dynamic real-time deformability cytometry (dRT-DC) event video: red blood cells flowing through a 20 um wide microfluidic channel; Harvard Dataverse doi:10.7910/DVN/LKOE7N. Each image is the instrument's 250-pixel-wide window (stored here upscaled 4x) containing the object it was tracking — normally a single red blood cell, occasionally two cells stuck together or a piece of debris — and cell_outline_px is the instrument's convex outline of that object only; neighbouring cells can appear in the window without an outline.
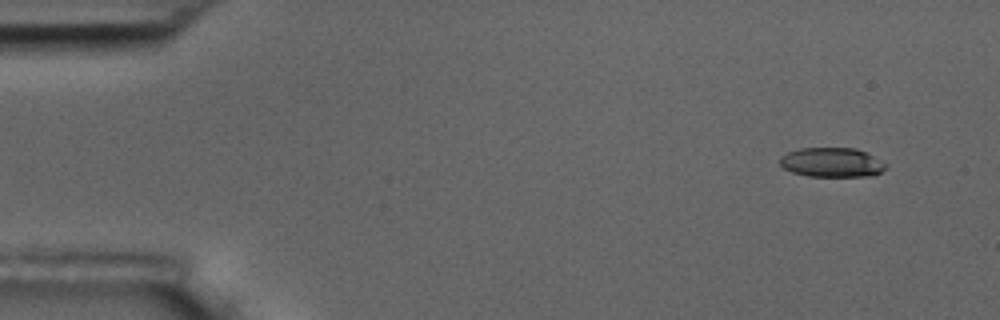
{"species": "common noctule bat (a hibernating species)", "species_latin": "Nyctalus noctula", "temperature_condition": "room temperature", "stored_images_in_passage": 4, "camera_frame_rate_fps": 3000, "um_per_image_px": 0.085, "animal": {"sex": "male", "body_mass_g": 17.5, "forearm_length_mm": 52.3}, "frame": {"image": 1, "passage_image": 1, "time_ms": 0.0, "image_size_px": [1000, 320], "cell_outline_px": [[884, 168], [880, 172], [872, 176], [808, 176], [792, 172], [784, 168], [780, 164], [780, 156], [788, 152], [800, 148], [856, 148], [868, 152], [884, 164]], "centroid_in_image_um": [70.67, 13.79], "position_along_channel_um": 14.3, "area_um2": 18.03}}
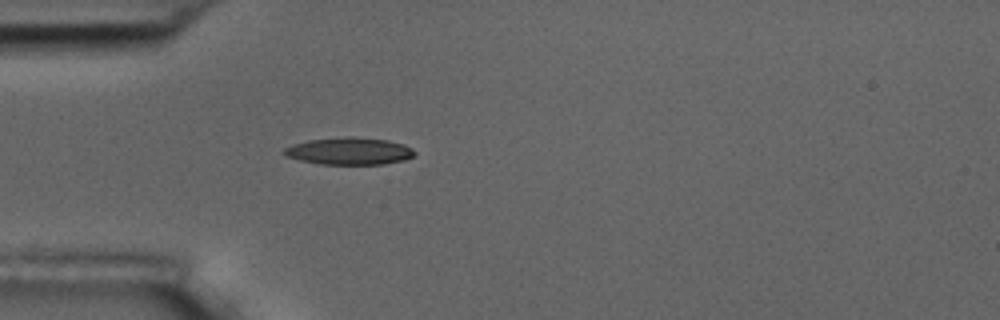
{"frame": {"image": 2, "passage_image": 4, "time_ms": 4.0, "image_size_px": [1000, 320], "cell_outline_px": [[416, 152], [412, 156], [404, 160], [384, 164], [320, 164], [300, 160], [284, 156], [280, 152], [284, 148], [292, 144], [308, 140], [348, 136], [352, 136], [388, 140], [404, 144], [412, 148]], "centroid_in_image_um": [29.65, 12.84], "position_along_channel_um": 55.4, "area_um2": 20.87}}